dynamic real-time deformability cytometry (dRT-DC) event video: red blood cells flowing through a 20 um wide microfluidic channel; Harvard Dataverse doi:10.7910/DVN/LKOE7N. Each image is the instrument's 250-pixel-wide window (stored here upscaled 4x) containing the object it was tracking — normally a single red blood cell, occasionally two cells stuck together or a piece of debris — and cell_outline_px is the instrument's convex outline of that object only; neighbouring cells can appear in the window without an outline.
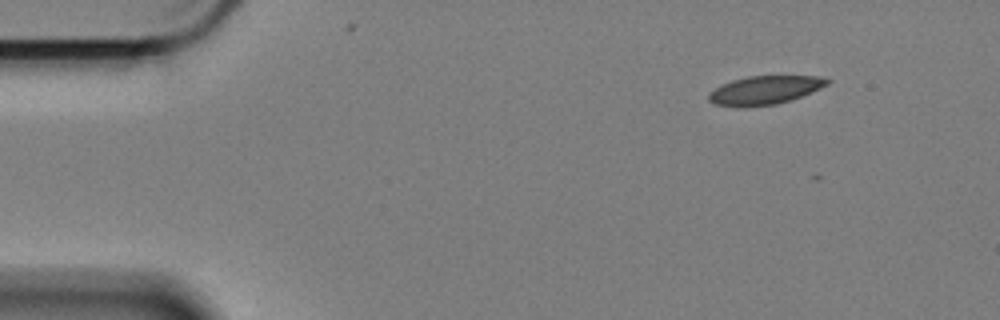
{"species": "Egyptian fruit bat (a non-hibernating species)", "species_latin": "Rousettus aegyptiacus", "temperature_condition": "cold", "stored_images_in_passage": 8, "camera_frame_rate_fps": 3000, "um_per_image_px": 0.085, "animal": {"sex": "female"}, "frame": {"image": 1, "passage_image": 1, "time_ms": 0.0, "image_size_px": [1000, 320], "cell_outline_px": [[832, 80], [828, 84], [812, 92], [776, 104], [740, 108], [736, 108], [716, 104], [708, 100], [708, 92], [720, 84], [732, 80], [748, 76], [816, 76]], "centroid_in_image_um": [64.94, 7.67], "position_along_channel_um": 20.1, "area_um2": 19.83}}